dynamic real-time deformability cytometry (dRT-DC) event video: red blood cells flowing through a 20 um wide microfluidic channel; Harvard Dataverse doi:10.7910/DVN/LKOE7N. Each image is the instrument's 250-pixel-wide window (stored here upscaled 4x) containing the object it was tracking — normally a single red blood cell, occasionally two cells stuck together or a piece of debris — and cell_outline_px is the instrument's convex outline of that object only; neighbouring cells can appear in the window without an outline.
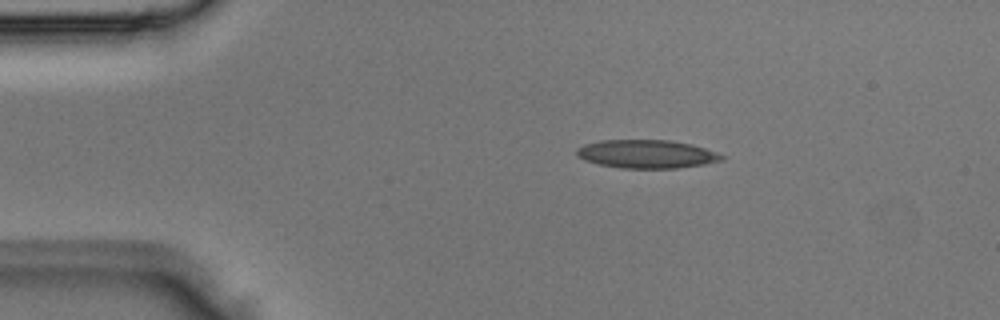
{"species": "Egyptian fruit bat (a non-hibernating species)", "species_latin": "Rousettus aegyptiacus", "temperature_condition": "room temperature", "stored_images_in_passage": 1, "camera_frame_rate_fps": 3000, "um_per_image_px": 0.085, "animal": {"sex": "male"}, "frame": {"image": 1, "passage_image": 1, "time_ms": 0.0, "image_size_px": [1000, 320], "cell_outline_px": [[728, 156], [724, 160], [704, 164], [676, 168], [620, 168], [600, 164], [584, 160], [576, 156], [576, 148], [584, 144], [600, 140], [668, 140], [692, 144]], "centroid_in_image_um": [54.97, 13.09], "position_along_channel_um": 30.0, "area_um2": 24.1}}